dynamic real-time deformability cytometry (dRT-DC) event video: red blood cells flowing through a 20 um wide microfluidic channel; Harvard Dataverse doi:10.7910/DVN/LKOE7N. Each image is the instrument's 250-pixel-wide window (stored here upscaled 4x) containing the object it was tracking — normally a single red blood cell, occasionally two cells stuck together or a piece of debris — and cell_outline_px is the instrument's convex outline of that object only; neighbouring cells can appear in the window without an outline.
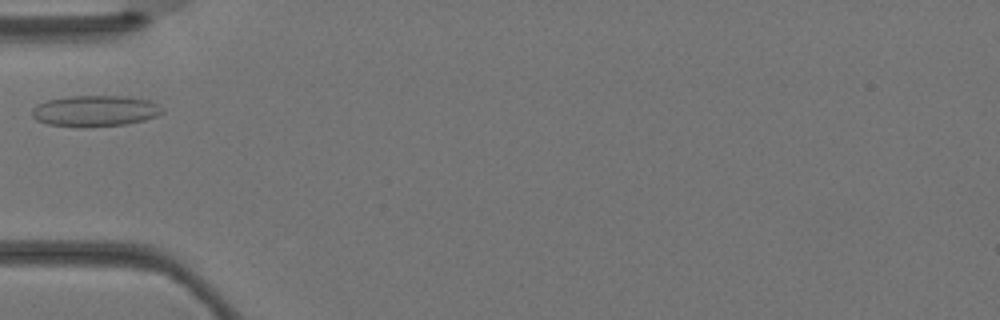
{"species": "Egyptian fruit bat (a non-hibernating species)", "species_latin": "Rousettus aegyptiacus", "temperature_condition": "warm", "stored_images_in_passage": 2, "camera_frame_rate_fps": 3000, "um_per_image_px": 0.085, "animal": {"sex": "female"}, "frame": {"image": 1, "passage_image": 2, "time_ms": 0.333, "image_size_px": [1000, 320], "cell_outline_px": [[164, 112], [156, 116], [144, 120], [124, 124], [84, 128], [80, 128], [48, 124], [36, 120], [32, 116], [32, 108], [48, 100], [68, 96], [124, 96], [152, 100], [164, 108]], "centroid_in_image_um": [8.11, 9.43], "position_along_channel_um": 76.9, "area_um2": 23.81}}